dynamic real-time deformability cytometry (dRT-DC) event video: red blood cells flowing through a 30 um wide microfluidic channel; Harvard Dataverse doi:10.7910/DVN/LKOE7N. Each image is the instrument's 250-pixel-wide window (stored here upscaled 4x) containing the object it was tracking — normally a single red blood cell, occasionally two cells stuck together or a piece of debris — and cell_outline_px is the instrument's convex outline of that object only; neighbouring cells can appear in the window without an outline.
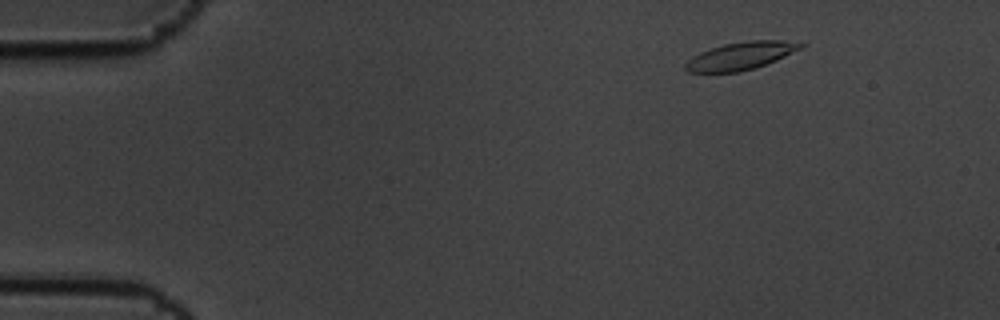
{"species": "common noctule bat (a hibernating species)", "species_latin": "Nyctalus noctula", "temperature_condition": "cold", "stored_images_in_passage": 3, "camera_frame_rate_fps": 3000, "um_per_image_px": 0.085, "animal": {"sex": "male", "body_mass_g": 19.5, "forearm_length_mm": 54.6}, "frame": {"image": 1, "passage_image": 1, "time_ms": 0.0, "image_size_px": [1000, 320], "cell_outline_px": [[804, 48], [776, 60], [756, 68], [740, 72], [688, 72], [684, 68], [684, 64], [692, 56], [700, 52], [724, 44], [748, 40], [780, 40], [804, 44]], "centroid_in_image_um": [62.96, 4.75], "position_along_channel_um": 22.0, "area_um2": 18.61}}